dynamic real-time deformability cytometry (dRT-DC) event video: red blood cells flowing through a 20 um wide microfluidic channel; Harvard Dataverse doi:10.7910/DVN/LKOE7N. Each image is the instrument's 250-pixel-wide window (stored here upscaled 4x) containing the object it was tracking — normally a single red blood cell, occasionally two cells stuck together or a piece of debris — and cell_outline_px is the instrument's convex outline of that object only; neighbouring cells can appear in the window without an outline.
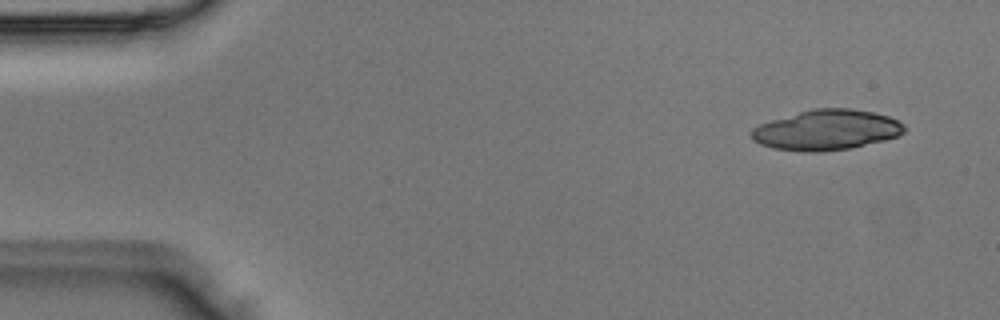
{"species": "Egyptian fruit bat (a non-hibernating species)", "species_latin": "Rousettus aegyptiacus", "temperature_condition": "room temperature", "stored_images_in_passage": 3, "camera_frame_rate_fps": 3000, "um_per_image_px": 0.085, "animal": {"sex": "male"}, "frame": {"image": 1, "passage_image": 1, "time_ms": 0.0, "image_size_px": [1000, 320], "cell_outline_px": [[908, 128], [904, 132], [896, 136], [884, 140], [848, 148], [820, 152], [800, 152], [772, 148], [760, 144], [752, 140], [748, 132], [752, 128], [760, 124], [772, 120], [812, 108], [852, 108], [872, 112], [888, 116], [900, 120]], "centroid_in_image_um": [70.23, 11.05], "position_along_channel_um": 14.8, "area_um2": 36.13}}